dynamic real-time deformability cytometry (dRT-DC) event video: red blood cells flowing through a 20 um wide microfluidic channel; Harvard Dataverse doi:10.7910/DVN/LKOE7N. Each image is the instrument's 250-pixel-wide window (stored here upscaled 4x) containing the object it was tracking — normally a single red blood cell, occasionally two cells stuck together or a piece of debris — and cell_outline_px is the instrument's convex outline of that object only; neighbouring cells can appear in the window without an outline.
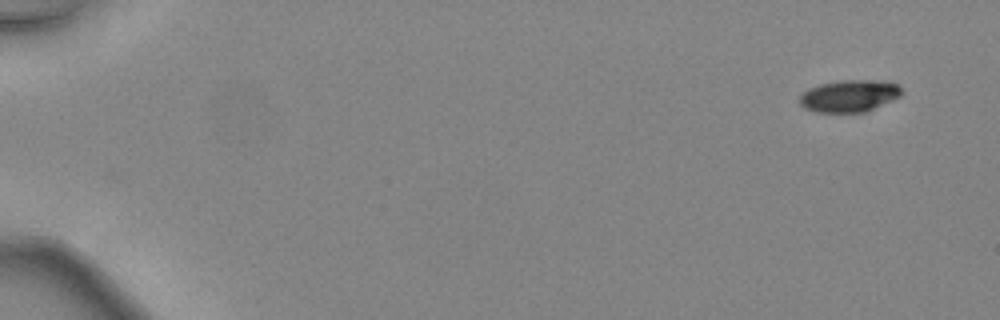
{"species": "common noctule bat (a hibernating species)", "species_latin": "Nyctalus noctula", "temperature_condition": "warm", "stored_images_in_passage": 45, "camera_frame_rate_fps": 3000, "um_per_image_px": 0.085, "animal": {"sex": "female", "body_mass_g": 24.6, "forearm_length_mm": 56.2}, "frame": {"image": 1, "passage_image": 1, "time_ms": 0.0, "image_size_px": [1000, 320], "cell_outline_px": [[904, 92], [900, 96], [892, 100], [864, 112], [816, 112], [804, 108], [800, 104], [800, 96], [808, 88], [820, 84], [840, 80], [884, 80], [896, 84]], "centroid_in_image_um": [72.19, 8.14], "position_along_channel_um": 12.8, "area_um2": 19.02}}
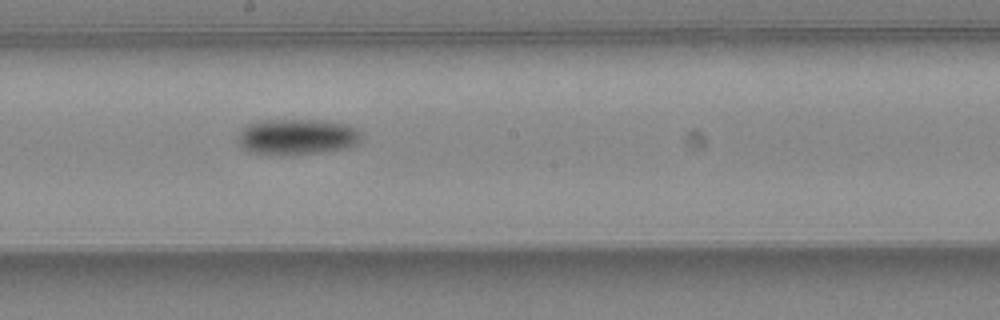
{"frame": {"image": 2, "passage_image": 26, "time_ms": 8.333, "image_size_px": [1000, 320], "cell_outline_px": [[360, 140], [356, 144], [348, 148], [292, 156], [276, 156], [248, 152], [240, 148], [236, 140], [236, 136], [240, 128], [244, 124], [260, 120], [324, 120], [348, 124], [356, 128], [360, 132]], "centroid_in_image_um": [25.14, 11.64], "position_along_channel_um": 223.1, "area_um2": 26.82}}
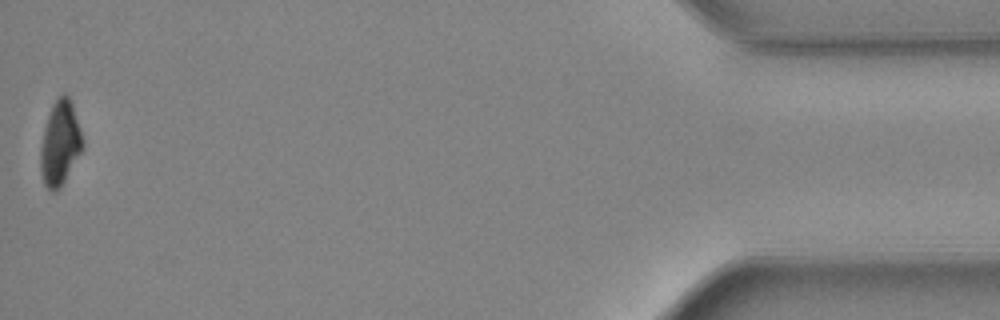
{"frame": {"image": 3, "passage_image": 45, "time_ms": 14.667, "image_size_px": [1000, 320], "cell_outline_px": [[84, 148], [60, 188], [56, 192], [52, 192], [44, 184], [40, 172], [40, 148], [44, 128], [52, 104], [56, 96], [64, 92], [68, 96], [72, 104], [84, 140]], "centroid_in_image_um": [5.1, 12.17], "position_along_channel_um": 430.1, "area_um2": 20.98}, "authors_computed_cell_mechanics": {"area_um2": 22.4842, "velocity_mm_per_s": 4.572, "shape_relaxation_time_tau1_ms": 2.0574, "shape_relaxation_time_tau2_ms": null, "deformation_change_tau1": 0.1136, "deformation_change_tau2": null}}